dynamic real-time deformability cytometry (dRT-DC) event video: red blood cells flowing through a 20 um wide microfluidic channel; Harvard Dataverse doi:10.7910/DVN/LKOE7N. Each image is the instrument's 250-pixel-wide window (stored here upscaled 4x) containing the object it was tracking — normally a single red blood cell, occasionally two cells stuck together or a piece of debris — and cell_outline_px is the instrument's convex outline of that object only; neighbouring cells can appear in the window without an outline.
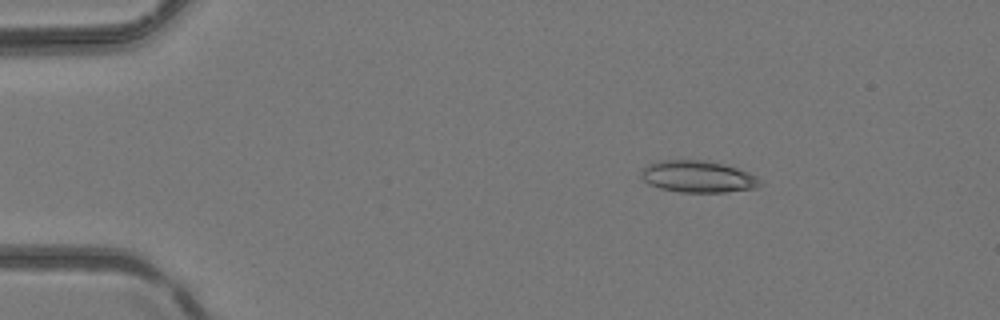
{"species": "common noctule bat (a hibernating species)", "species_latin": "Nyctalus noctula", "temperature_condition": "room temperature", "stored_images_in_passage": 4, "camera_frame_rate_fps": 3000, "um_per_image_px": 0.085, "animal": {"sex": "female", "body_mass_g": 24.6, "forearm_length_mm": 56.2}, "frame": {"image": 1, "passage_image": 2, "time_ms": 0.333, "image_size_px": [1000, 320], "cell_outline_px": [[760, 184], [756, 188], [724, 192], [680, 192], [660, 188], [648, 184], [640, 176], [644, 168], [648, 164], [660, 160], [708, 160], [736, 168], [748, 172], [756, 176], [760, 180]], "centroid_in_image_um": [59.3, 15.01], "position_along_channel_um": 25.7, "area_um2": 21.91}}